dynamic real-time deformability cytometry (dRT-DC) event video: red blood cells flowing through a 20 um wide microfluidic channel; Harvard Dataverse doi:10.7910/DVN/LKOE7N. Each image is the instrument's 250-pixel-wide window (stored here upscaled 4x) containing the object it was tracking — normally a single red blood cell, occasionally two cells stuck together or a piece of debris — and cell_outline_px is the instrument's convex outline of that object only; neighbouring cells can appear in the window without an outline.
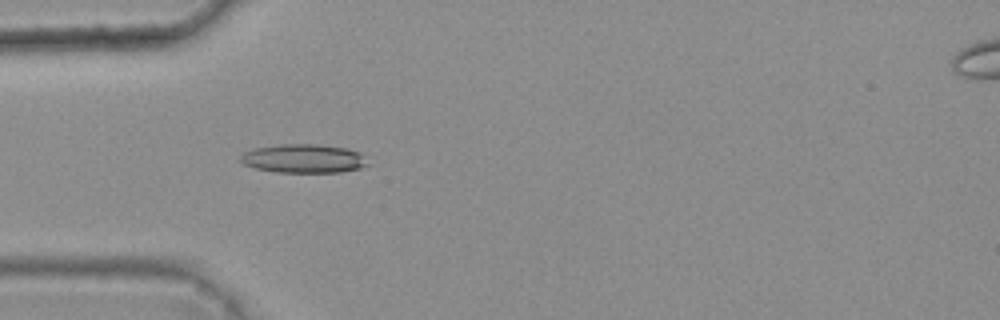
{"species": "common noctule bat (a hibernating species)", "species_latin": "Nyctalus noctula", "temperature_condition": "warm", "stored_images_in_passage": 6, "camera_frame_rate_fps": 3000, "um_per_image_px": 0.085, "animal": {"sex": "female", "body_mass_g": 25.1}, "frame": {"image": 1, "passage_image": 5, "time_ms": 1.333, "image_size_px": [1000, 320], "cell_outline_px": [[368, 164], [360, 168], [340, 172], [276, 172], [252, 168], [244, 164], [240, 160], [240, 156], [244, 152], [252, 148], [280, 144], [320, 144], [348, 148], [360, 152]], "centroid_in_image_um": [25.77, 13.47], "position_along_channel_um": 59.2, "area_um2": 21.5}}